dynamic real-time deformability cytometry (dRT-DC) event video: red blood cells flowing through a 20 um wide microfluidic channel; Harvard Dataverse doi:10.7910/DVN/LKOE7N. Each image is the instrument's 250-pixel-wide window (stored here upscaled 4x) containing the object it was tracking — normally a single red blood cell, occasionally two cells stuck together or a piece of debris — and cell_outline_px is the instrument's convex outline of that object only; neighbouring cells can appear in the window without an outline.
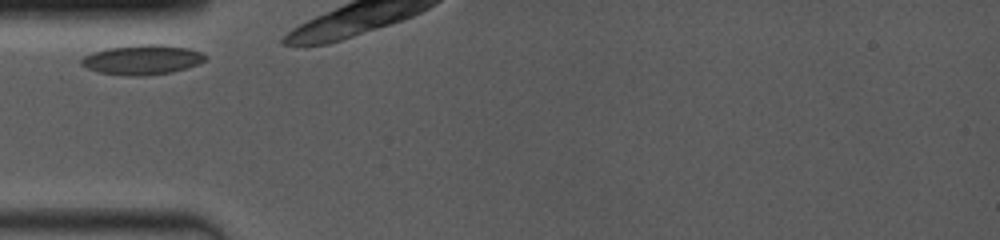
{"species": "common noctule bat (a hibernating species)", "species_latin": "Nyctalus noctula", "temperature_condition": "room temperature", "stored_images_in_passage": 4, "camera_frame_rate_fps": 4000, "um_per_image_px": 0.085, "animal": {"sex": "female", "body_mass_g": 19.0, "forearm_length_mm": 53.3}, "frame": {"image": 1, "passage_image": 1, "time_ms": 0.0, "image_size_px": [1000, 240], "cell_outline_px": [[208, 56], [204, 60], [196, 64], [172, 72], [144, 76], [124, 76], [100, 72], [88, 68], [80, 64], [80, 60], [84, 56], [92, 52], [108, 48], [140, 44], [160, 44], [188, 48], [200, 52]], "centroid_in_image_um": [12.06, 5.07], "position_along_channel_um": 72.9, "area_um2": 21.39}}